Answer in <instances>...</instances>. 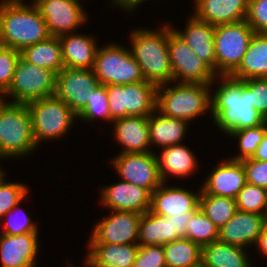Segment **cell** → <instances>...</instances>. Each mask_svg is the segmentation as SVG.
I'll return each instance as SVG.
<instances>
[{
    "instance_id": "9c48e42d",
    "label": "cell",
    "mask_w": 267,
    "mask_h": 267,
    "mask_svg": "<svg viewBox=\"0 0 267 267\" xmlns=\"http://www.w3.org/2000/svg\"><path fill=\"white\" fill-rule=\"evenodd\" d=\"M92 70L101 85H125L145 81L129 48L115 43L97 49Z\"/></svg>"
},
{
    "instance_id": "74e56055",
    "label": "cell",
    "mask_w": 267,
    "mask_h": 267,
    "mask_svg": "<svg viewBox=\"0 0 267 267\" xmlns=\"http://www.w3.org/2000/svg\"><path fill=\"white\" fill-rule=\"evenodd\" d=\"M19 204L20 203L15 205L10 211H8L2 217V219L6 218L5 219L6 222L4 223L2 227V232H1L2 234L21 235V234H26V233L38 232V224L33 223L32 218H30V216L27 215L24 209L21 210L23 213L21 214V216L23 215V218L19 216L21 213V212L20 213L17 212L19 211L18 209L20 208Z\"/></svg>"
},
{
    "instance_id": "8d00e7d4",
    "label": "cell",
    "mask_w": 267,
    "mask_h": 267,
    "mask_svg": "<svg viewBox=\"0 0 267 267\" xmlns=\"http://www.w3.org/2000/svg\"><path fill=\"white\" fill-rule=\"evenodd\" d=\"M100 117L101 119H105L104 121L110 122L109 100L105 85H100L98 89L94 91L91 100L77 115V119L79 118L85 122H94Z\"/></svg>"
},
{
    "instance_id": "4316f807",
    "label": "cell",
    "mask_w": 267,
    "mask_h": 267,
    "mask_svg": "<svg viewBox=\"0 0 267 267\" xmlns=\"http://www.w3.org/2000/svg\"><path fill=\"white\" fill-rule=\"evenodd\" d=\"M230 77L236 80L267 78V33H254L239 67Z\"/></svg>"
},
{
    "instance_id": "30bf717a",
    "label": "cell",
    "mask_w": 267,
    "mask_h": 267,
    "mask_svg": "<svg viewBox=\"0 0 267 267\" xmlns=\"http://www.w3.org/2000/svg\"><path fill=\"white\" fill-rule=\"evenodd\" d=\"M55 83L54 72L33 65L20 56L12 83L2 98L11 96L13 101L10 102L27 104L34 100L54 96Z\"/></svg>"
},
{
    "instance_id": "d6986e66",
    "label": "cell",
    "mask_w": 267,
    "mask_h": 267,
    "mask_svg": "<svg viewBox=\"0 0 267 267\" xmlns=\"http://www.w3.org/2000/svg\"><path fill=\"white\" fill-rule=\"evenodd\" d=\"M38 232L21 235L0 234L2 267H36L39 252Z\"/></svg>"
},
{
    "instance_id": "f907efd6",
    "label": "cell",
    "mask_w": 267,
    "mask_h": 267,
    "mask_svg": "<svg viewBox=\"0 0 267 267\" xmlns=\"http://www.w3.org/2000/svg\"><path fill=\"white\" fill-rule=\"evenodd\" d=\"M4 2H23L24 0H2Z\"/></svg>"
},
{
    "instance_id": "8fae6325",
    "label": "cell",
    "mask_w": 267,
    "mask_h": 267,
    "mask_svg": "<svg viewBox=\"0 0 267 267\" xmlns=\"http://www.w3.org/2000/svg\"><path fill=\"white\" fill-rule=\"evenodd\" d=\"M172 83L213 84L216 75L173 30L168 37Z\"/></svg>"
},
{
    "instance_id": "e0dca14e",
    "label": "cell",
    "mask_w": 267,
    "mask_h": 267,
    "mask_svg": "<svg viewBox=\"0 0 267 267\" xmlns=\"http://www.w3.org/2000/svg\"><path fill=\"white\" fill-rule=\"evenodd\" d=\"M245 184L246 176L242 161L228 158L213 168L200 187V194L235 199Z\"/></svg>"
},
{
    "instance_id": "83f0119b",
    "label": "cell",
    "mask_w": 267,
    "mask_h": 267,
    "mask_svg": "<svg viewBox=\"0 0 267 267\" xmlns=\"http://www.w3.org/2000/svg\"><path fill=\"white\" fill-rule=\"evenodd\" d=\"M148 124L150 145H158V148L181 144L189 125L187 121L170 118L157 109L148 117Z\"/></svg>"
},
{
    "instance_id": "7dc6e473",
    "label": "cell",
    "mask_w": 267,
    "mask_h": 267,
    "mask_svg": "<svg viewBox=\"0 0 267 267\" xmlns=\"http://www.w3.org/2000/svg\"><path fill=\"white\" fill-rule=\"evenodd\" d=\"M251 158L260 161H267V133Z\"/></svg>"
},
{
    "instance_id": "5bb4252c",
    "label": "cell",
    "mask_w": 267,
    "mask_h": 267,
    "mask_svg": "<svg viewBox=\"0 0 267 267\" xmlns=\"http://www.w3.org/2000/svg\"><path fill=\"white\" fill-rule=\"evenodd\" d=\"M155 152L122 153L112 164L122 181L147 189L151 194L162 184Z\"/></svg>"
},
{
    "instance_id": "44dd1931",
    "label": "cell",
    "mask_w": 267,
    "mask_h": 267,
    "mask_svg": "<svg viewBox=\"0 0 267 267\" xmlns=\"http://www.w3.org/2000/svg\"><path fill=\"white\" fill-rule=\"evenodd\" d=\"M116 141L123 147L122 153L152 152L148 117L126 116L112 121Z\"/></svg>"
},
{
    "instance_id": "ab89813d",
    "label": "cell",
    "mask_w": 267,
    "mask_h": 267,
    "mask_svg": "<svg viewBox=\"0 0 267 267\" xmlns=\"http://www.w3.org/2000/svg\"><path fill=\"white\" fill-rule=\"evenodd\" d=\"M20 58V51L0 45V94L10 87L14 71Z\"/></svg>"
},
{
    "instance_id": "8992f818",
    "label": "cell",
    "mask_w": 267,
    "mask_h": 267,
    "mask_svg": "<svg viewBox=\"0 0 267 267\" xmlns=\"http://www.w3.org/2000/svg\"><path fill=\"white\" fill-rule=\"evenodd\" d=\"M32 117V133L37 146L42 141L65 135L77 115L55 95L27 103Z\"/></svg>"
},
{
    "instance_id": "4dcf8cb0",
    "label": "cell",
    "mask_w": 267,
    "mask_h": 267,
    "mask_svg": "<svg viewBox=\"0 0 267 267\" xmlns=\"http://www.w3.org/2000/svg\"><path fill=\"white\" fill-rule=\"evenodd\" d=\"M178 239L173 234L169 217L154 214L150 210L141 214L139 223V246L164 245Z\"/></svg>"
},
{
    "instance_id": "3957f363",
    "label": "cell",
    "mask_w": 267,
    "mask_h": 267,
    "mask_svg": "<svg viewBox=\"0 0 267 267\" xmlns=\"http://www.w3.org/2000/svg\"><path fill=\"white\" fill-rule=\"evenodd\" d=\"M50 36L38 8L24 2H0V45L21 51Z\"/></svg>"
},
{
    "instance_id": "ac0fdd59",
    "label": "cell",
    "mask_w": 267,
    "mask_h": 267,
    "mask_svg": "<svg viewBox=\"0 0 267 267\" xmlns=\"http://www.w3.org/2000/svg\"><path fill=\"white\" fill-rule=\"evenodd\" d=\"M164 185L162 183L151 194L150 211L154 214L163 217L179 216L188 211H196L199 208L201 190L194 193L188 188Z\"/></svg>"
},
{
    "instance_id": "6da1fadb",
    "label": "cell",
    "mask_w": 267,
    "mask_h": 267,
    "mask_svg": "<svg viewBox=\"0 0 267 267\" xmlns=\"http://www.w3.org/2000/svg\"><path fill=\"white\" fill-rule=\"evenodd\" d=\"M216 80L221 85L211 95V115L219 130L228 135L265 122V118L251 105L250 89L242 80L230 76H216Z\"/></svg>"
},
{
    "instance_id": "1f68e13d",
    "label": "cell",
    "mask_w": 267,
    "mask_h": 267,
    "mask_svg": "<svg viewBox=\"0 0 267 267\" xmlns=\"http://www.w3.org/2000/svg\"><path fill=\"white\" fill-rule=\"evenodd\" d=\"M166 267H201L202 247L182 237L163 245Z\"/></svg>"
},
{
    "instance_id": "d4e9b609",
    "label": "cell",
    "mask_w": 267,
    "mask_h": 267,
    "mask_svg": "<svg viewBox=\"0 0 267 267\" xmlns=\"http://www.w3.org/2000/svg\"><path fill=\"white\" fill-rule=\"evenodd\" d=\"M64 68L92 69L98 46L96 39L83 34H65L59 37Z\"/></svg>"
},
{
    "instance_id": "f6af8a7d",
    "label": "cell",
    "mask_w": 267,
    "mask_h": 267,
    "mask_svg": "<svg viewBox=\"0 0 267 267\" xmlns=\"http://www.w3.org/2000/svg\"><path fill=\"white\" fill-rule=\"evenodd\" d=\"M195 211H188L185 214L179 216H170V220L173 226V234L179 239L185 237L186 229L189 220L193 216Z\"/></svg>"
},
{
    "instance_id": "5b68a950",
    "label": "cell",
    "mask_w": 267,
    "mask_h": 267,
    "mask_svg": "<svg viewBox=\"0 0 267 267\" xmlns=\"http://www.w3.org/2000/svg\"><path fill=\"white\" fill-rule=\"evenodd\" d=\"M37 147L27 104L3 99L0 102V157L28 156Z\"/></svg>"
},
{
    "instance_id": "816d5d0a",
    "label": "cell",
    "mask_w": 267,
    "mask_h": 267,
    "mask_svg": "<svg viewBox=\"0 0 267 267\" xmlns=\"http://www.w3.org/2000/svg\"><path fill=\"white\" fill-rule=\"evenodd\" d=\"M3 100L2 95L0 94V102Z\"/></svg>"
},
{
    "instance_id": "f1b7e54d",
    "label": "cell",
    "mask_w": 267,
    "mask_h": 267,
    "mask_svg": "<svg viewBox=\"0 0 267 267\" xmlns=\"http://www.w3.org/2000/svg\"><path fill=\"white\" fill-rule=\"evenodd\" d=\"M244 248L220 240L202 247L201 267H252Z\"/></svg>"
},
{
    "instance_id": "ee69618b",
    "label": "cell",
    "mask_w": 267,
    "mask_h": 267,
    "mask_svg": "<svg viewBox=\"0 0 267 267\" xmlns=\"http://www.w3.org/2000/svg\"><path fill=\"white\" fill-rule=\"evenodd\" d=\"M246 176V183L260 186L267 190V161L246 158L241 160Z\"/></svg>"
},
{
    "instance_id": "e575fe53",
    "label": "cell",
    "mask_w": 267,
    "mask_h": 267,
    "mask_svg": "<svg viewBox=\"0 0 267 267\" xmlns=\"http://www.w3.org/2000/svg\"><path fill=\"white\" fill-rule=\"evenodd\" d=\"M235 200L239 211L267 216L266 189L246 183Z\"/></svg>"
},
{
    "instance_id": "681fc988",
    "label": "cell",
    "mask_w": 267,
    "mask_h": 267,
    "mask_svg": "<svg viewBox=\"0 0 267 267\" xmlns=\"http://www.w3.org/2000/svg\"><path fill=\"white\" fill-rule=\"evenodd\" d=\"M2 159V157H0ZM6 173L0 168V182L5 178Z\"/></svg>"
},
{
    "instance_id": "7a4b0ae2",
    "label": "cell",
    "mask_w": 267,
    "mask_h": 267,
    "mask_svg": "<svg viewBox=\"0 0 267 267\" xmlns=\"http://www.w3.org/2000/svg\"><path fill=\"white\" fill-rule=\"evenodd\" d=\"M173 31L164 24L156 30L137 29L131 32L129 49L138 62L145 81L155 85L172 84V70L169 61L168 37Z\"/></svg>"
},
{
    "instance_id": "f546056e",
    "label": "cell",
    "mask_w": 267,
    "mask_h": 267,
    "mask_svg": "<svg viewBox=\"0 0 267 267\" xmlns=\"http://www.w3.org/2000/svg\"><path fill=\"white\" fill-rule=\"evenodd\" d=\"M20 56L33 65L51 70L56 75L64 68L59 37L49 36L46 40L24 47Z\"/></svg>"
},
{
    "instance_id": "60d3db41",
    "label": "cell",
    "mask_w": 267,
    "mask_h": 267,
    "mask_svg": "<svg viewBox=\"0 0 267 267\" xmlns=\"http://www.w3.org/2000/svg\"><path fill=\"white\" fill-rule=\"evenodd\" d=\"M242 81L250 89L251 105L267 123V78H249Z\"/></svg>"
},
{
    "instance_id": "2e32d148",
    "label": "cell",
    "mask_w": 267,
    "mask_h": 267,
    "mask_svg": "<svg viewBox=\"0 0 267 267\" xmlns=\"http://www.w3.org/2000/svg\"><path fill=\"white\" fill-rule=\"evenodd\" d=\"M100 204L110 211L144 214L150 210L151 193L143 187L121 180L102 189Z\"/></svg>"
},
{
    "instance_id": "7c38bea8",
    "label": "cell",
    "mask_w": 267,
    "mask_h": 267,
    "mask_svg": "<svg viewBox=\"0 0 267 267\" xmlns=\"http://www.w3.org/2000/svg\"><path fill=\"white\" fill-rule=\"evenodd\" d=\"M100 85L92 69L63 68L56 75L54 95L78 115Z\"/></svg>"
},
{
    "instance_id": "4fadbf2b",
    "label": "cell",
    "mask_w": 267,
    "mask_h": 267,
    "mask_svg": "<svg viewBox=\"0 0 267 267\" xmlns=\"http://www.w3.org/2000/svg\"><path fill=\"white\" fill-rule=\"evenodd\" d=\"M32 3L45 20L50 36L73 33L88 20L79 0H36Z\"/></svg>"
},
{
    "instance_id": "603a6c76",
    "label": "cell",
    "mask_w": 267,
    "mask_h": 267,
    "mask_svg": "<svg viewBox=\"0 0 267 267\" xmlns=\"http://www.w3.org/2000/svg\"><path fill=\"white\" fill-rule=\"evenodd\" d=\"M249 0H194L197 19L213 26L245 20Z\"/></svg>"
},
{
    "instance_id": "484cf974",
    "label": "cell",
    "mask_w": 267,
    "mask_h": 267,
    "mask_svg": "<svg viewBox=\"0 0 267 267\" xmlns=\"http://www.w3.org/2000/svg\"><path fill=\"white\" fill-rule=\"evenodd\" d=\"M161 150V155H155V157L162 183L165 184L170 175L187 177L198 169L196 156L186 145L176 144Z\"/></svg>"
},
{
    "instance_id": "bcb514c9",
    "label": "cell",
    "mask_w": 267,
    "mask_h": 267,
    "mask_svg": "<svg viewBox=\"0 0 267 267\" xmlns=\"http://www.w3.org/2000/svg\"><path fill=\"white\" fill-rule=\"evenodd\" d=\"M144 1L147 0H111L110 5L112 7H119L122 8L124 11L132 12L137 9V6H140ZM114 5V6H113Z\"/></svg>"
},
{
    "instance_id": "52a82bcc",
    "label": "cell",
    "mask_w": 267,
    "mask_h": 267,
    "mask_svg": "<svg viewBox=\"0 0 267 267\" xmlns=\"http://www.w3.org/2000/svg\"><path fill=\"white\" fill-rule=\"evenodd\" d=\"M110 122L126 116L149 117L156 110L157 85L142 81L125 85H105Z\"/></svg>"
},
{
    "instance_id": "c3c4849f",
    "label": "cell",
    "mask_w": 267,
    "mask_h": 267,
    "mask_svg": "<svg viewBox=\"0 0 267 267\" xmlns=\"http://www.w3.org/2000/svg\"><path fill=\"white\" fill-rule=\"evenodd\" d=\"M256 246L259 248V251L267 257V223L264 225L260 235L258 236Z\"/></svg>"
},
{
    "instance_id": "9a60e30c",
    "label": "cell",
    "mask_w": 267,
    "mask_h": 267,
    "mask_svg": "<svg viewBox=\"0 0 267 267\" xmlns=\"http://www.w3.org/2000/svg\"><path fill=\"white\" fill-rule=\"evenodd\" d=\"M111 213L94 225L88 243L138 244L141 214L119 210Z\"/></svg>"
},
{
    "instance_id": "f35d334b",
    "label": "cell",
    "mask_w": 267,
    "mask_h": 267,
    "mask_svg": "<svg viewBox=\"0 0 267 267\" xmlns=\"http://www.w3.org/2000/svg\"><path fill=\"white\" fill-rule=\"evenodd\" d=\"M29 191L27 185L18 182H7L3 179L0 182V220L15 205L22 202L26 198Z\"/></svg>"
},
{
    "instance_id": "ffe728a7",
    "label": "cell",
    "mask_w": 267,
    "mask_h": 267,
    "mask_svg": "<svg viewBox=\"0 0 267 267\" xmlns=\"http://www.w3.org/2000/svg\"><path fill=\"white\" fill-rule=\"evenodd\" d=\"M267 217L255 213L237 211L234 216L219 229L218 240L245 248L256 244Z\"/></svg>"
},
{
    "instance_id": "7402d4cb",
    "label": "cell",
    "mask_w": 267,
    "mask_h": 267,
    "mask_svg": "<svg viewBox=\"0 0 267 267\" xmlns=\"http://www.w3.org/2000/svg\"><path fill=\"white\" fill-rule=\"evenodd\" d=\"M214 28L215 26L212 24L201 21L192 15L183 32L174 28L173 30L216 75Z\"/></svg>"
},
{
    "instance_id": "d6a6232c",
    "label": "cell",
    "mask_w": 267,
    "mask_h": 267,
    "mask_svg": "<svg viewBox=\"0 0 267 267\" xmlns=\"http://www.w3.org/2000/svg\"><path fill=\"white\" fill-rule=\"evenodd\" d=\"M199 208L219 229L238 211L235 199L212 194H200Z\"/></svg>"
},
{
    "instance_id": "cb8c5ba5",
    "label": "cell",
    "mask_w": 267,
    "mask_h": 267,
    "mask_svg": "<svg viewBox=\"0 0 267 267\" xmlns=\"http://www.w3.org/2000/svg\"><path fill=\"white\" fill-rule=\"evenodd\" d=\"M87 267H133L138 244L88 243Z\"/></svg>"
},
{
    "instance_id": "ba28073f",
    "label": "cell",
    "mask_w": 267,
    "mask_h": 267,
    "mask_svg": "<svg viewBox=\"0 0 267 267\" xmlns=\"http://www.w3.org/2000/svg\"><path fill=\"white\" fill-rule=\"evenodd\" d=\"M254 33L245 20L215 26L216 76H230L239 67Z\"/></svg>"
},
{
    "instance_id": "836d02e7",
    "label": "cell",
    "mask_w": 267,
    "mask_h": 267,
    "mask_svg": "<svg viewBox=\"0 0 267 267\" xmlns=\"http://www.w3.org/2000/svg\"><path fill=\"white\" fill-rule=\"evenodd\" d=\"M218 237L219 228L198 208L188 222L185 238L203 247Z\"/></svg>"
},
{
    "instance_id": "b9f144b4",
    "label": "cell",
    "mask_w": 267,
    "mask_h": 267,
    "mask_svg": "<svg viewBox=\"0 0 267 267\" xmlns=\"http://www.w3.org/2000/svg\"><path fill=\"white\" fill-rule=\"evenodd\" d=\"M133 267H166L163 245L139 246Z\"/></svg>"
},
{
    "instance_id": "7bdbcfd3",
    "label": "cell",
    "mask_w": 267,
    "mask_h": 267,
    "mask_svg": "<svg viewBox=\"0 0 267 267\" xmlns=\"http://www.w3.org/2000/svg\"><path fill=\"white\" fill-rule=\"evenodd\" d=\"M245 21L255 33H267V0H249Z\"/></svg>"
},
{
    "instance_id": "d590c367",
    "label": "cell",
    "mask_w": 267,
    "mask_h": 267,
    "mask_svg": "<svg viewBox=\"0 0 267 267\" xmlns=\"http://www.w3.org/2000/svg\"><path fill=\"white\" fill-rule=\"evenodd\" d=\"M267 133L266 122L258 125L256 127L244 128L238 131H232L228 136L239 139L238 146L240 154L232 156V160H243L246 158H251L255 153L258 145L262 141L263 137Z\"/></svg>"
},
{
    "instance_id": "277c9868",
    "label": "cell",
    "mask_w": 267,
    "mask_h": 267,
    "mask_svg": "<svg viewBox=\"0 0 267 267\" xmlns=\"http://www.w3.org/2000/svg\"><path fill=\"white\" fill-rule=\"evenodd\" d=\"M212 86L181 82L171 87L170 83L158 85L156 109L170 118L193 121L209 109L211 112Z\"/></svg>"
}]
</instances>
